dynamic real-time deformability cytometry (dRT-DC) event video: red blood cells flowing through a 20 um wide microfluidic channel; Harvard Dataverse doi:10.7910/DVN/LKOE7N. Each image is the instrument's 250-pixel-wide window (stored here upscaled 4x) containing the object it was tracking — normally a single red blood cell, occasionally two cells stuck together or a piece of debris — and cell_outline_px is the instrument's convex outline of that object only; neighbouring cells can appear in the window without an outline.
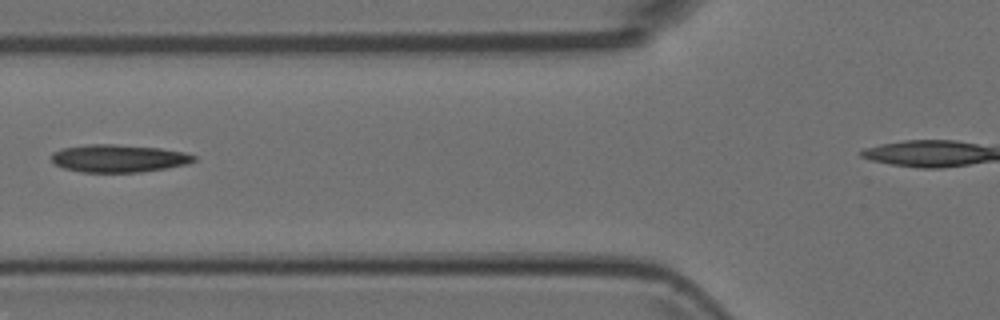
{"species": "Egyptian fruit bat (a non-hibernating species)", "species_latin": "Rousettus aegyptiacus", "temperature_condition": "room temperature", "stored_images_in_passage": 2, "camera_frame_rate_fps": 3000, "um_per_image_px": 0.085, "animal": {"sex": "female"}, "frame": {"image": 1, "passage_image": 2, "time_ms": 0.333, "image_size_px": [1000, 320], "cell_outline_px": [[196, 160], [188, 164], [140, 172], [80, 172], [64, 168], [56, 164], [52, 160], [52, 152], [64, 148], [88, 144], [112, 144], [160, 148], [184, 152], [196, 156]], "centroid_in_image_um": [10.09, 13.46], "position_along_channel_um": 115.7, "area_um2": 22.83}}